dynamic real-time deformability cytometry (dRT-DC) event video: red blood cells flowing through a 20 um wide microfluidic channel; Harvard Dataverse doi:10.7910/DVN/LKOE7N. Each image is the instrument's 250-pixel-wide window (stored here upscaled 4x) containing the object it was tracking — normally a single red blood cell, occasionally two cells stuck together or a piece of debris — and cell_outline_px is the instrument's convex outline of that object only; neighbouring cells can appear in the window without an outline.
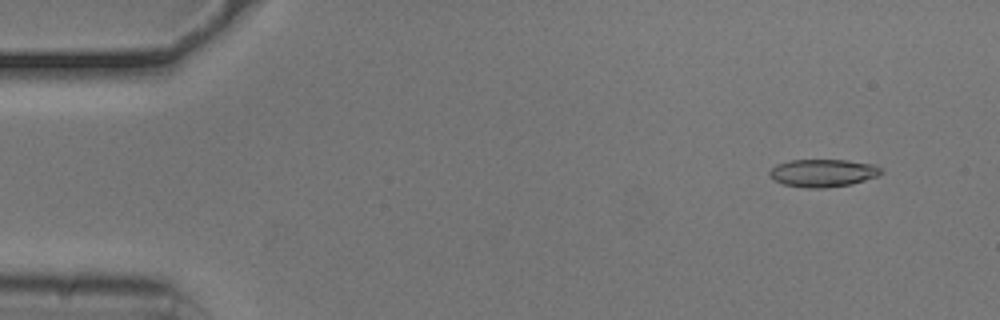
{"species": "common noctule bat (a hibernating species)", "species_latin": "Nyctalus noctula", "temperature_condition": "cold", "stored_images_in_passage": 39, "camera_frame_rate_fps": 3000, "um_per_image_px": 0.085, "animal": {"sex": "male", "body_mass_g": 20.5, "forearm_length_mm": 52.5}, "frame": {"image": 1, "passage_image": 5, "time_ms": 1.333, "image_size_px": [1000, 320], "cell_outline_px": [[884, 172], [880, 176], [852, 184], [824, 188], [808, 188], [784, 184], [768, 176], [768, 172], [776, 164], [788, 160], [848, 160], [876, 164]], "centroid_in_image_um": [69.99, 14.69], "position_along_channel_um": 15.0, "area_um2": 18.26}}
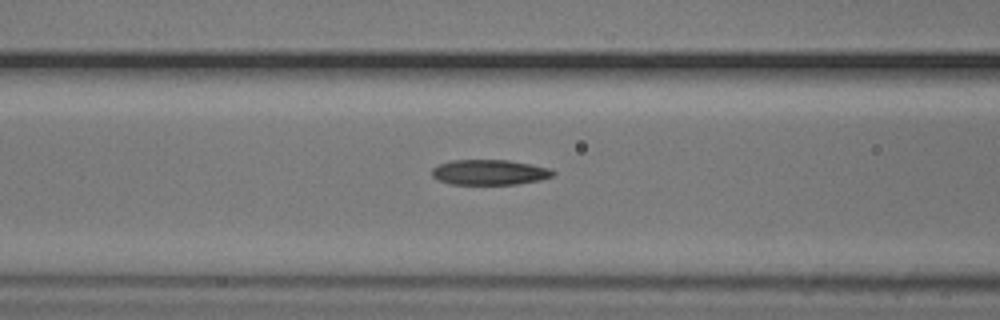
{"frame": {"image": 2, "passage_image": 22, "time_ms": 7.0, "image_size_px": [1000, 320], "cell_outline_px": [[556, 172], [552, 176], [540, 180], [516, 184], [452, 184], [440, 180], [432, 176], [432, 168], [440, 164], [452, 160], [508, 160], [548, 168]], "centroid_in_image_um": [41.6, 14.64], "position_along_channel_um": 125.0, "area_um2": 17.57}}
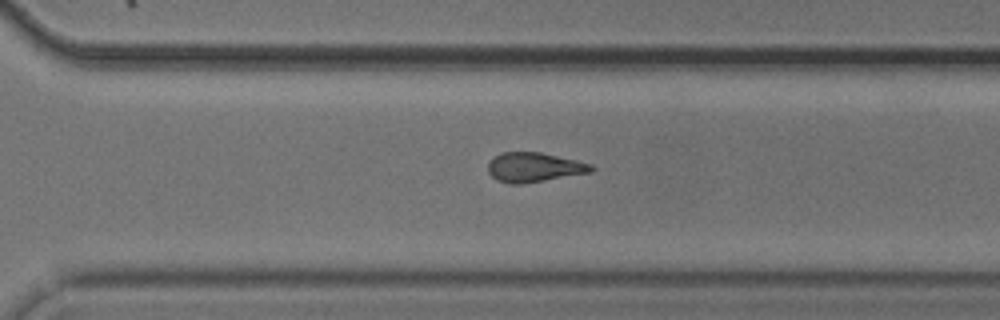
{"frame": {"image": 3, "passage_image": 38, "time_ms": 12.333, "image_size_px": [1000, 320], "cell_outline_px": [[596, 168], [592, 172], [520, 184], [508, 184], [496, 180], [488, 172], [488, 164], [500, 152], [540, 152], [576, 160], [592, 164]], "centroid_in_image_um": [45.4, 14.22], "position_along_channel_um": 325.2, "area_um2": 17.69}}